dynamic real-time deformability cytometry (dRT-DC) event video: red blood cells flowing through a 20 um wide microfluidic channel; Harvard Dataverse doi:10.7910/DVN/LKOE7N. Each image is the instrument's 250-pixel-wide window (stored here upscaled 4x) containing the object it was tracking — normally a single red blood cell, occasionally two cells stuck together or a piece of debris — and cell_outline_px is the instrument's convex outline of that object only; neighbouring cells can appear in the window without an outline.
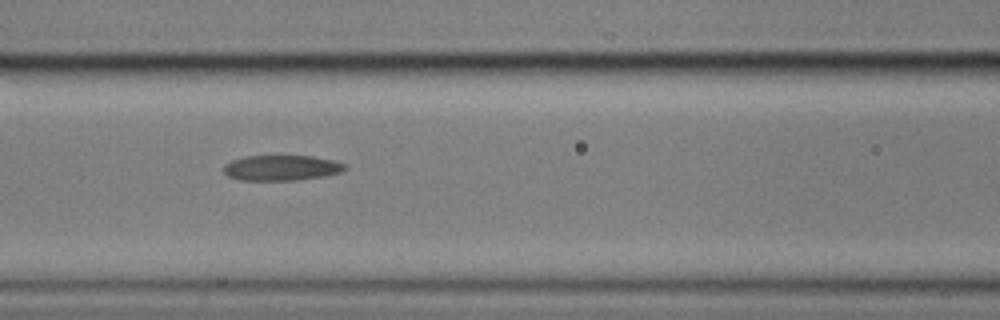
{"species": "common noctule bat (a hibernating species)", "species_latin": "Nyctalus noctula", "temperature_condition": "cold", "stored_images_in_passage": 7, "camera_frame_rate_fps": 3000, "um_per_image_px": 0.085, "animal": {"sex": "male", "body_mass_g": 17.9}, "frame": {"image": 1, "passage_image": 5, "time_ms": 1.333, "image_size_px": [1000, 320], "cell_outline_px": [[348, 168], [340, 172], [328, 176], [296, 180], [240, 180], [228, 176], [224, 172], [224, 164], [232, 160], [244, 156], [312, 156], [336, 160], [348, 164]], "centroid_in_image_um": [23.99, 14.26], "position_along_channel_um": 142.6, "area_um2": 18.21}}
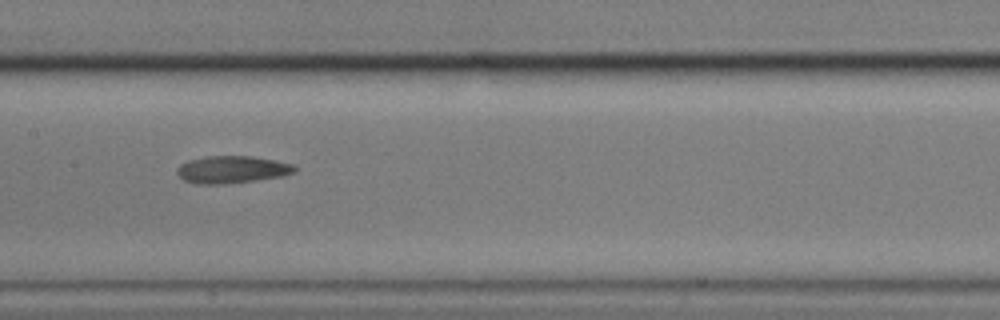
{"frame": {"image": 2, "passage_image": 6, "time_ms": 1.667, "image_size_px": [1000, 320], "cell_outline_px": [[296, 172], [284, 176], [256, 180], [224, 184], [200, 184], [184, 180], [176, 172], [176, 168], [180, 164], [188, 160], [208, 156], [252, 156], [276, 160], [292, 164], [296, 168]], "centroid_in_image_um": [19.73, 14.41], "position_along_channel_um": 187.7, "area_um2": 18.79}}
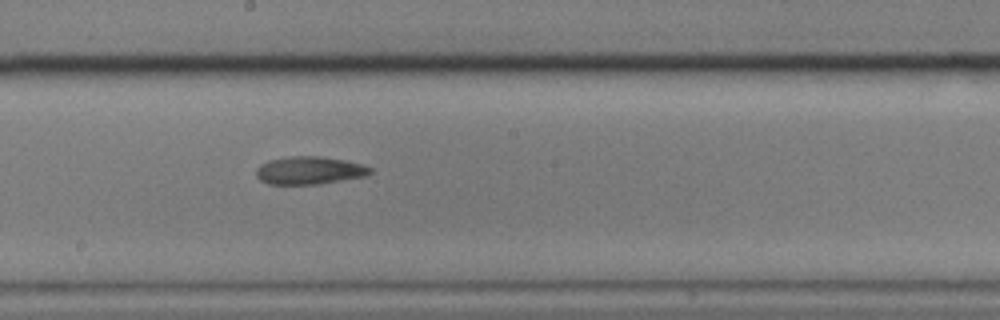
{"frame": {"image": 3, "passage_image": 7, "time_ms": 2.0, "image_size_px": [1000, 320], "cell_outline_px": [[372, 172], [368, 176], [316, 184], [268, 184], [260, 180], [256, 176], [256, 168], [260, 164], [268, 160], [288, 156], [320, 156], [344, 160], [364, 164], [372, 168]], "centroid_in_image_um": [26.3, 14.48], "position_along_channel_um": 221.9, "area_um2": 18.67}}